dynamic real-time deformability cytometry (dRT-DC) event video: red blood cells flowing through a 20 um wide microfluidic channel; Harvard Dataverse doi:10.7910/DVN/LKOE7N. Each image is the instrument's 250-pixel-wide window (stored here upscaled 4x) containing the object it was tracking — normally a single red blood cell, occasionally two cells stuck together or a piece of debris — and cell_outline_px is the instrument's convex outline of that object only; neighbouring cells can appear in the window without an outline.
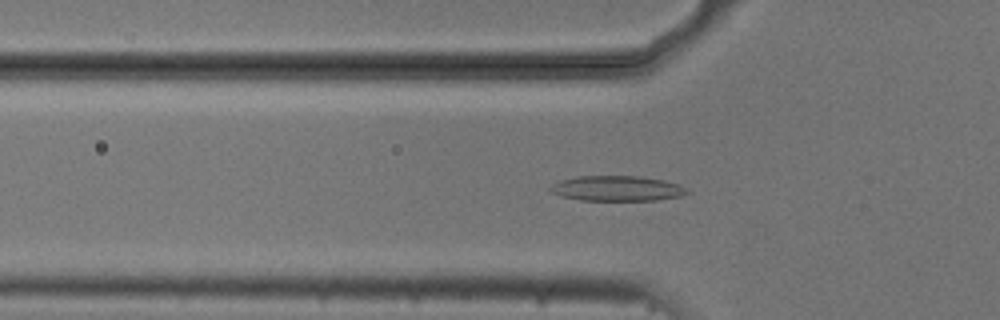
{"species": "common noctule bat (a hibernating species)", "species_latin": "Nyctalus noctula", "temperature_condition": "cold", "stored_images_in_passage": 51, "camera_frame_rate_fps": 3000, "um_per_image_px": 0.085, "animal": {"sex": "male", "body_mass_g": 20.5, "forearm_length_mm": 52.5}, "frame": {"image": 1, "passage_image": 15, "time_ms": 4.667, "image_size_px": [1000, 320], "cell_outline_px": [[692, 192], [680, 196], [656, 200], [580, 200], [548, 192], [548, 188], [552, 184], [560, 180], [576, 176], [640, 176], [664, 180], [688, 188]], "centroid_in_image_um": [52.44, 16.01], "position_along_channel_um": 73.4, "area_um2": 20.17}}
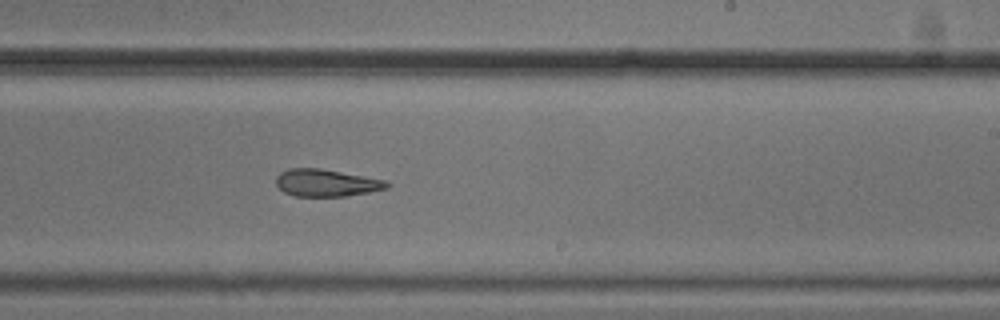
{"frame": {"image": 2, "passage_image": 30, "time_ms": 9.667, "image_size_px": [1000, 320], "cell_outline_px": [[392, 184], [388, 188], [368, 192], [344, 196], [296, 196], [284, 192], [276, 184], [276, 176], [280, 172], [288, 168], [320, 168], [388, 180]], "centroid_in_image_um": [27.76, 15.53], "position_along_channel_um": 261.2, "area_um2": 17.69}}
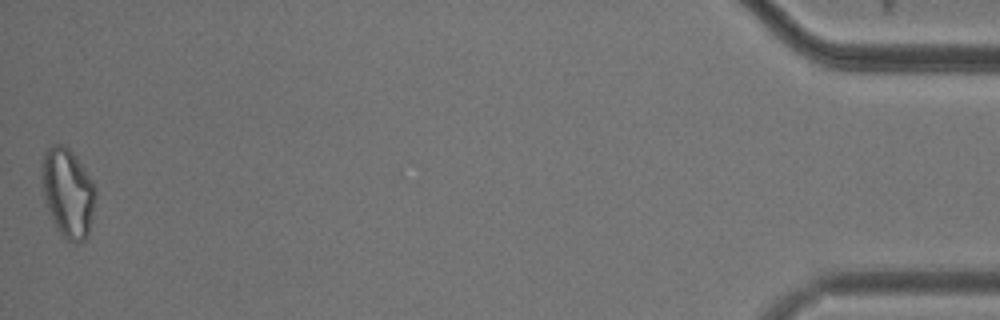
{"frame": {"image": 3, "passage_image": 51, "time_ms": 16.667, "image_size_px": [1000, 320], "cell_outline_px": [[96, 196], [88, 236], [84, 240], [68, 240], [60, 232], [44, 204], [40, 176], [44, 152], [52, 144], [64, 144], [76, 156], [92, 180], [96, 188]], "centroid_in_image_um": [5.74, 16.33], "position_along_channel_um": 429.5, "area_um2": 27.92}, "authors_computed_cell_mechanics": {"area_um2": 19.941, "velocity_mm_per_s": 3.7317, "shape_relaxation_time_tau1_ms": null, "shape_relaxation_time_tau2_ms": 4.8208, "deformation_change_tau1": null, "deformation_change_tau2": 0.1434}}